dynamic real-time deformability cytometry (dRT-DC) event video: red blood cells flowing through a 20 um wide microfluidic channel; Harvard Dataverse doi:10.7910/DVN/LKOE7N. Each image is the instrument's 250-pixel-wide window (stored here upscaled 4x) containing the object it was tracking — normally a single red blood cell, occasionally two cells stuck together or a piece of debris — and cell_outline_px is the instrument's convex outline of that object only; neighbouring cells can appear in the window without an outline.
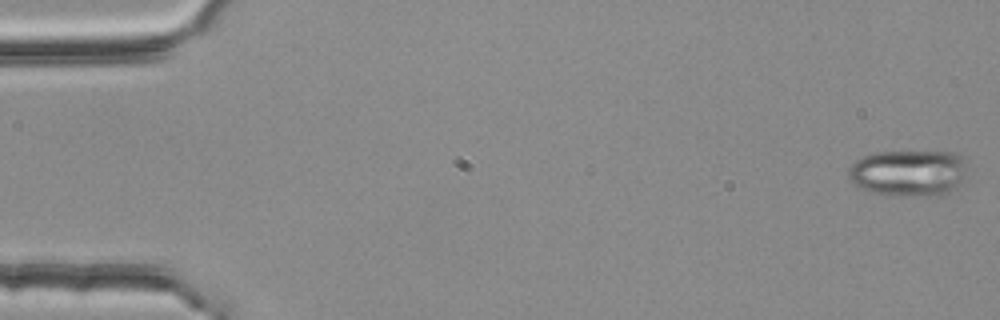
{"species": "common noctule bat (a hibernating species)", "species_latin": "Nyctalus noctula", "temperature_condition": "room temperature", "stored_images_in_passage": 4, "camera_frame_rate_fps": 3000, "um_per_image_px": 0.085, "animal": {"sex": "female", "body_mass_g": 25.1}, "frame": {"image": 1, "passage_image": 1, "time_ms": 0.0, "image_size_px": [1000, 320], "cell_outline_px": [[964, 172], [956, 188], [944, 196], [896, 196], [872, 192], [860, 188], [848, 180], [848, 168], [856, 160], [872, 152], [952, 152], [960, 156]], "centroid_in_image_um": [77.15, 14.72], "position_along_channel_um": 7.9, "area_um2": 32.08}}